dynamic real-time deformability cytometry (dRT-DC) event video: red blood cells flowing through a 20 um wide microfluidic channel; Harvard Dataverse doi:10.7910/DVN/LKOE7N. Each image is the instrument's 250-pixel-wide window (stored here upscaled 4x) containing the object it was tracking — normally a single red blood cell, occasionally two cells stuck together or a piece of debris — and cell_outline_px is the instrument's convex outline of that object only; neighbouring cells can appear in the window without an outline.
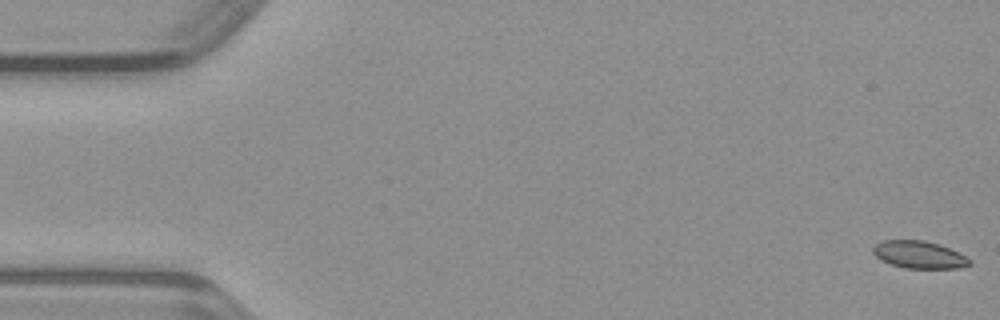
{"species": "common noctule bat (a hibernating species)", "species_latin": "Nyctalus noctula", "temperature_condition": "warm", "stored_images_in_passage": 48, "camera_frame_rate_fps": 3000, "um_per_image_px": 0.085, "animal": {"sex": "male", "body_mass_g": 23.1, "forearm_length_mm": 52.7}, "frame": {"image": 1, "passage_image": 1, "time_ms": 0.0, "image_size_px": [1000, 320], "cell_outline_px": [[972, 264], [960, 268], [904, 268], [880, 260], [872, 252], [872, 248], [876, 244], [884, 240], [924, 240], [940, 244], [972, 260]], "centroid_in_image_um": [78.12, 21.65], "position_along_channel_um": 6.9, "area_um2": 15.37}}
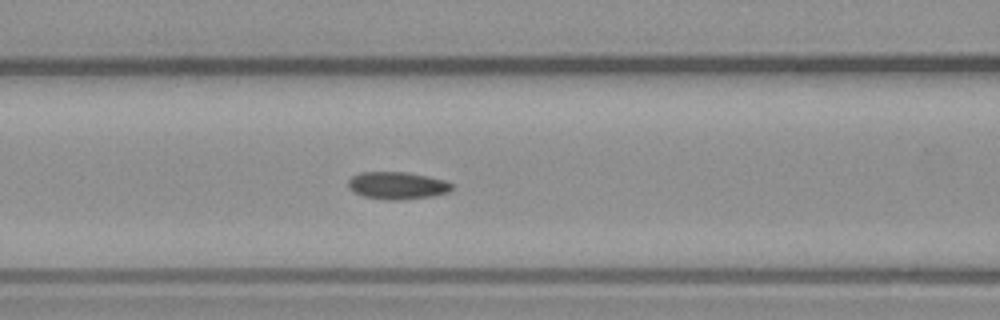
{"frame": {"image": 2, "passage_image": 20, "time_ms": 6.333, "image_size_px": [1000, 320], "cell_outline_px": [[452, 188], [448, 192], [432, 196], [400, 200], [384, 200], [364, 196], [352, 192], [348, 188], [348, 180], [352, 176], [360, 172], [408, 172], [428, 176], [444, 180], [452, 184]], "centroid_in_image_um": [33.73, 15.77], "position_along_channel_um": 132.9, "area_um2": 16.65}}
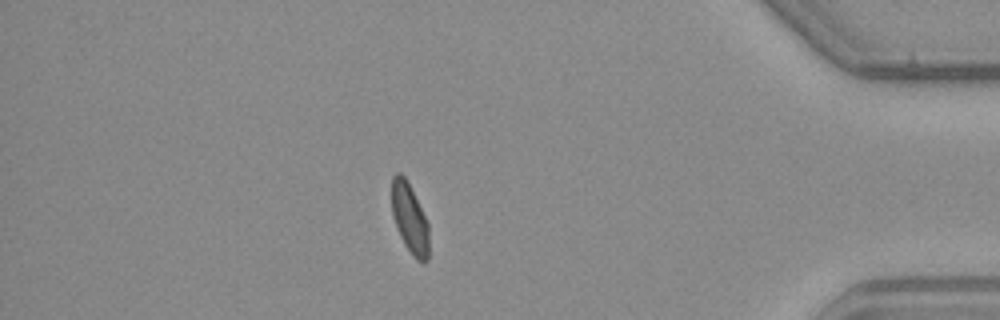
{"frame": {"image": 3, "passage_image": 42, "time_ms": 13.667, "image_size_px": [1000, 320], "cell_outline_px": [[428, 260], [416, 260], [412, 256], [404, 244], [396, 228], [392, 216], [392, 176], [396, 172], [400, 172], [404, 176], [428, 224]], "centroid_in_image_um": [34.79, 18.58], "position_along_channel_um": 400.4, "area_um2": 14.8}}